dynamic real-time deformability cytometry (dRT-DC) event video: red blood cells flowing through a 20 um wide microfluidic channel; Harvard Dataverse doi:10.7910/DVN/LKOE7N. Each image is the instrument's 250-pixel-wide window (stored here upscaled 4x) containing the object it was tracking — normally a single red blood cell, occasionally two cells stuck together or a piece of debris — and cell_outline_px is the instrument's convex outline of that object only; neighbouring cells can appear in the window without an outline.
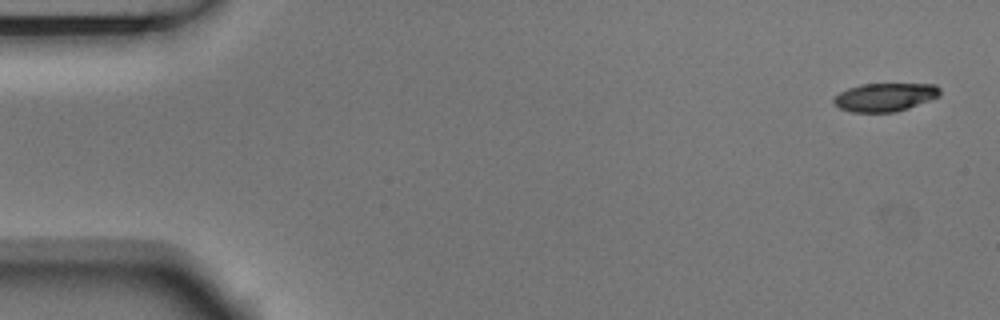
{"species": "Egyptian fruit bat (a non-hibernating species)", "species_latin": "Rousettus aegyptiacus", "temperature_condition": "room temperature", "stored_images_in_passage": 4, "camera_frame_rate_fps": 3000, "um_per_image_px": 0.085, "animal": {"sex": "male"}, "frame": {"image": 1, "passage_image": 1, "time_ms": 0.0, "image_size_px": [1000, 320], "cell_outline_px": [[940, 96], [908, 108], [896, 112], [852, 112], [840, 108], [832, 100], [840, 92], [848, 88], [860, 84], [936, 84], [940, 88]], "centroid_in_image_um": [75.24, 8.25], "position_along_channel_um": 9.8, "area_um2": 17.46}}
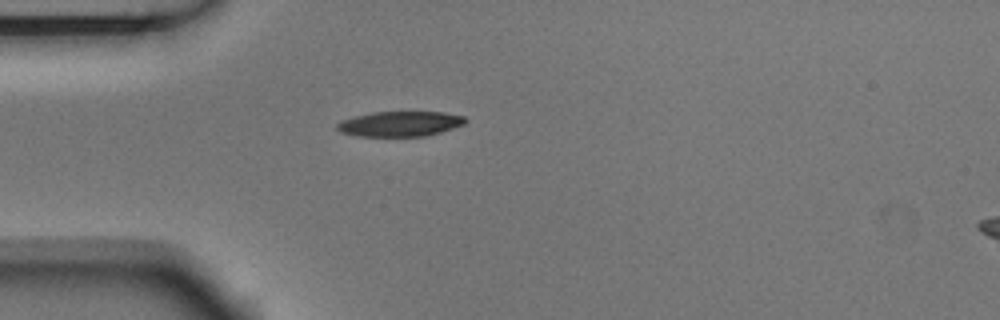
{"frame": {"image": 2, "passage_image": 4, "time_ms": 1.0, "image_size_px": [1000, 320], "cell_outline_px": [[468, 120], [464, 124], [440, 132], [424, 136], [356, 136], [340, 132], [336, 128], [336, 124], [344, 120], [356, 116], [372, 112], [444, 112], [464, 116]], "centroid_in_image_um": [34.01, 10.52], "position_along_channel_um": 51.0, "area_um2": 18.67}}